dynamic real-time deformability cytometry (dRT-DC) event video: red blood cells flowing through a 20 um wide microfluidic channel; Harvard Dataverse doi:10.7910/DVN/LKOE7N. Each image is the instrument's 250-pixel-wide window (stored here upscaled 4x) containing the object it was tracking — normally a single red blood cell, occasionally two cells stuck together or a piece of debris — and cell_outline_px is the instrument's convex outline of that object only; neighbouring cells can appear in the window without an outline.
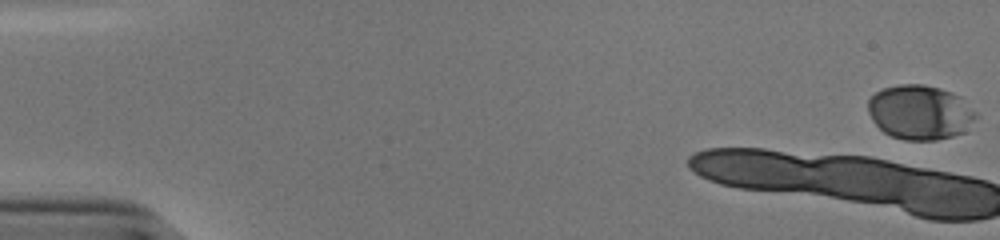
{"species": "human", "species_latin": "Homo sapiens", "temperature_condition": "cold", "stored_images_in_passage": 23, "camera_frame_rate_fps": 3000, "um_per_image_px": 0.085, "donor": {"sex": "male"}, "frame": {"image": 1, "passage_image": 1, "time_ms": 0.0, "image_size_px": [1000, 240], "cell_outline_px": [[976, 116], [964, 132], [952, 136], [936, 140], [904, 140], [892, 136], [884, 132], [872, 120], [868, 112], [868, 100], [876, 92], [884, 88], [900, 84], [924, 84], [940, 88], [952, 92], [960, 96], [976, 112]], "centroid_in_image_um": [78.19, 9.54], "position_along_channel_um": 6.8, "area_um2": 34.22}}
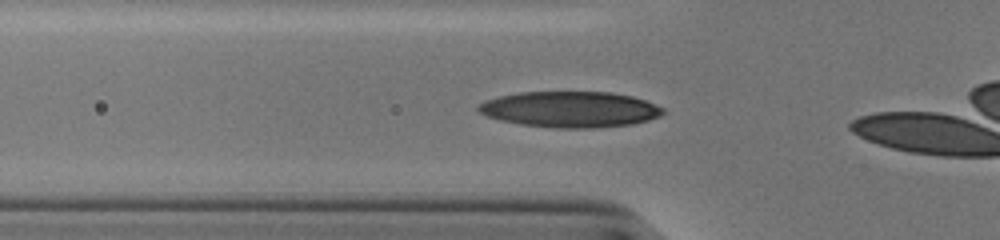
{"frame": {"image": 2, "passage_image": 14, "time_ms": 4.333, "image_size_px": [1000, 240], "cell_outline_px": [[664, 112], [660, 116], [648, 120], [632, 124], [596, 128], [556, 128], [520, 124], [500, 120], [488, 116], [480, 112], [476, 108], [484, 100], [500, 96], [520, 92], [612, 92], [632, 96], [644, 100], [664, 108]], "centroid_in_image_um": [48.47, 9.3], "position_along_channel_um": 77.3, "area_um2": 38.61}}
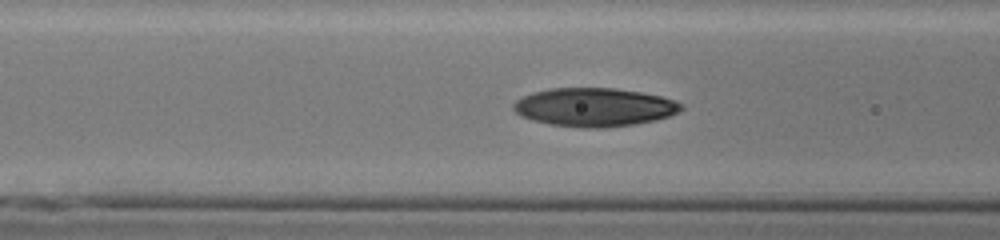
{"frame": {"image": 3, "passage_image": 17, "time_ms": 5.333, "image_size_px": [1000, 240], "cell_outline_px": [[684, 108], [680, 112], [656, 120], [636, 124], [604, 128], [584, 128], [548, 124], [532, 120], [520, 116], [512, 108], [512, 104], [516, 100], [532, 92], [552, 88], [616, 88], [640, 92], [660, 96], [676, 100], [684, 104]], "centroid_in_image_um": [50.53, 9.12], "position_along_channel_um": 116.1, "area_um2": 37.97}}